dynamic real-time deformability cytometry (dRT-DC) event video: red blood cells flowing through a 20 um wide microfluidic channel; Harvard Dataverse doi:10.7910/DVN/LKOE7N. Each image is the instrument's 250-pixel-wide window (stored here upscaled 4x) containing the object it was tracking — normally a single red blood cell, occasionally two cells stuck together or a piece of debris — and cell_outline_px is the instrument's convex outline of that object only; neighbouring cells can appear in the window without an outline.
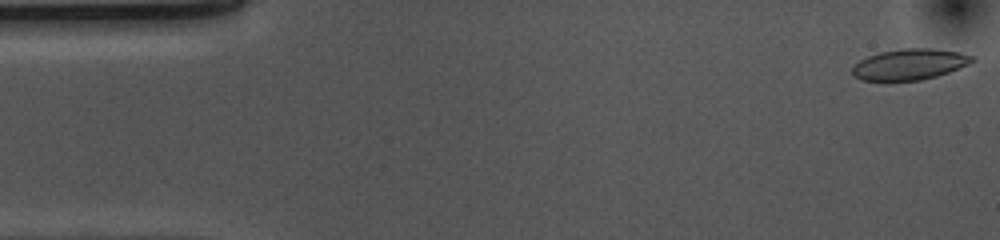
{"species": "common noctule bat (a hibernating species)", "species_latin": "Nyctalus noctula", "temperature_condition": "cold", "stored_images_in_passage": 11, "camera_frame_rate_fps": 3000, "um_per_image_px": 0.085, "animal": {"sex": "female", "body_mass_g": 10.0, "forearm_length_mm": 53.1}, "frame": {"image": 1, "passage_image": 1, "time_ms": 0.0, "image_size_px": [1000, 240], "cell_outline_px": [[976, 60], [968, 64], [948, 72], [936, 76], [920, 80], [860, 80], [852, 72], [852, 68], [860, 60], [868, 56], [880, 52], [904, 48], [932, 48], [960, 52], [976, 56]], "centroid_in_image_um": [77.36, 5.45], "position_along_channel_um": 7.6, "area_um2": 21.44}}